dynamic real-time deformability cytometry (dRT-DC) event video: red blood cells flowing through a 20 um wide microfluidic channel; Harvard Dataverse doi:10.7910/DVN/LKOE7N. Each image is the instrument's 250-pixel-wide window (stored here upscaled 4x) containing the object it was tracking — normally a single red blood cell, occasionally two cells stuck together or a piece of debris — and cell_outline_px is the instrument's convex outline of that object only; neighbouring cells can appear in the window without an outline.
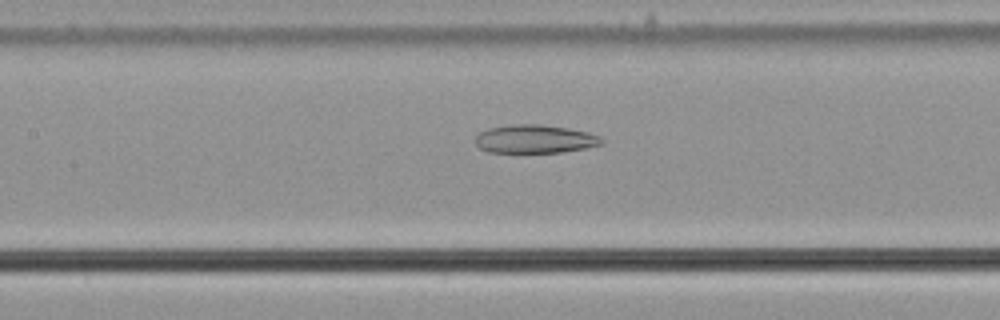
{"species": "common noctule bat (a hibernating species)", "species_latin": "Nyctalus noctula", "temperature_condition": "cold", "stored_images_in_passage": 52, "camera_frame_rate_fps": 3000, "um_per_image_px": 0.085, "animal": {"sex": "male", "body_mass_g": 21.5, "forearm_length_mm": 52.0}, "frame": {"image": 1, "passage_image": 22, "time_ms": 7.0, "image_size_px": [1000, 320], "cell_outline_px": [[604, 144], [584, 148], [560, 152], [488, 152], [480, 148], [476, 144], [476, 136], [480, 132], [488, 128], [508, 124], [540, 124], [568, 128], [588, 132], [600, 136], [604, 140]], "centroid_in_image_um": [45.47, 11.8], "position_along_channel_um": 161.9, "area_um2": 20.92}}
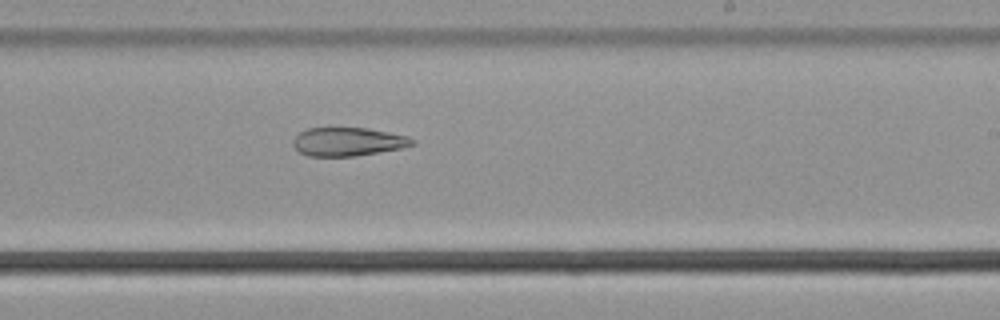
{"frame": {"image": 2, "passage_image": 30, "time_ms": 9.667, "image_size_px": [1000, 320], "cell_outline_px": [[416, 144], [404, 148], [356, 156], [308, 156], [300, 152], [292, 144], [292, 140], [300, 132], [308, 128], [368, 128], [408, 136], [416, 140]], "centroid_in_image_um": [29.62, 12.05], "position_along_channel_um": 259.4, "area_um2": 19.94}}
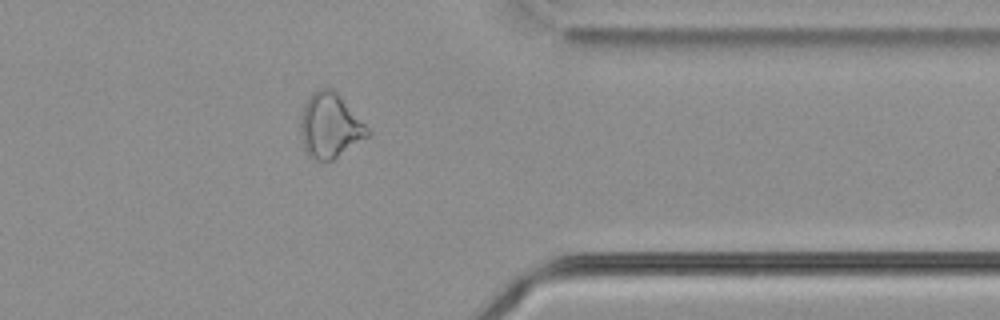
{"frame": {"image": 3, "passage_image": 41, "time_ms": 13.333, "image_size_px": [1000, 320], "cell_outline_px": [[372, 132], [368, 136], [332, 160], [316, 160], [308, 156], [304, 152], [300, 132], [300, 116], [304, 104], [308, 96], [316, 88], [332, 88], [336, 92]], "centroid_in_image_um": [28.0, 10.68], "position_along_channel_um": 383.4, "area_um2": 25.26}}